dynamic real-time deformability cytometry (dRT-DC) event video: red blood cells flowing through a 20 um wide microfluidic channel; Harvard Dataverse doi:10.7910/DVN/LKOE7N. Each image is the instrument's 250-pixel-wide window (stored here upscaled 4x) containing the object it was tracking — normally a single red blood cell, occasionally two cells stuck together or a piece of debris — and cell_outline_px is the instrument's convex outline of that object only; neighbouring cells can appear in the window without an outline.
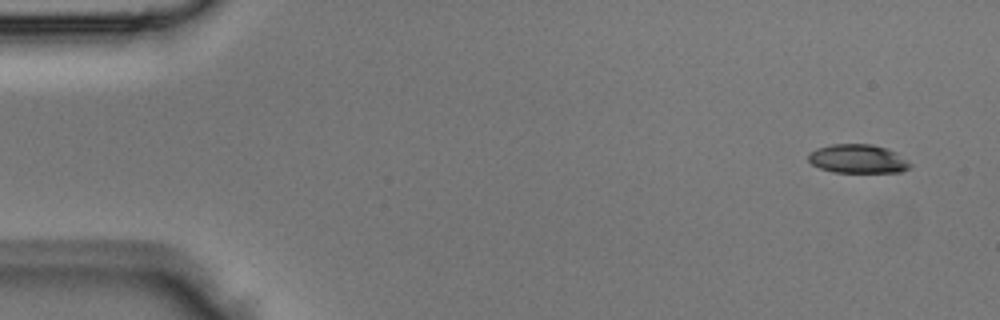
{"species": "Egyptian fruit bat (a non-hibernating species)", "species_latin": "Rousettus aegyptiacus", "temperature_condition": "room temperature", "stored_images_in_passage": 4, "camera_frame_rate_fps": 3000, "um_per_image_px": 0.085, "animal": {"sex": "male"}, "frame": {"image": 1, "passage_image": 4, "time_ms": 1.0, "image_size_px": [1000, 320], "cell_outline_px": [[912, 164], [908, 168], [900, 172], [836, 172], [820, 168], [812, 164], [808, 160], [808, 152], [816, 148], [832, 144], [872, 144], [888, 148], [896, 152]], "centroid_in_image_um": [72.9, 13.49], "position_along_channel_um": 12.1, "area_um2": 17.11}}